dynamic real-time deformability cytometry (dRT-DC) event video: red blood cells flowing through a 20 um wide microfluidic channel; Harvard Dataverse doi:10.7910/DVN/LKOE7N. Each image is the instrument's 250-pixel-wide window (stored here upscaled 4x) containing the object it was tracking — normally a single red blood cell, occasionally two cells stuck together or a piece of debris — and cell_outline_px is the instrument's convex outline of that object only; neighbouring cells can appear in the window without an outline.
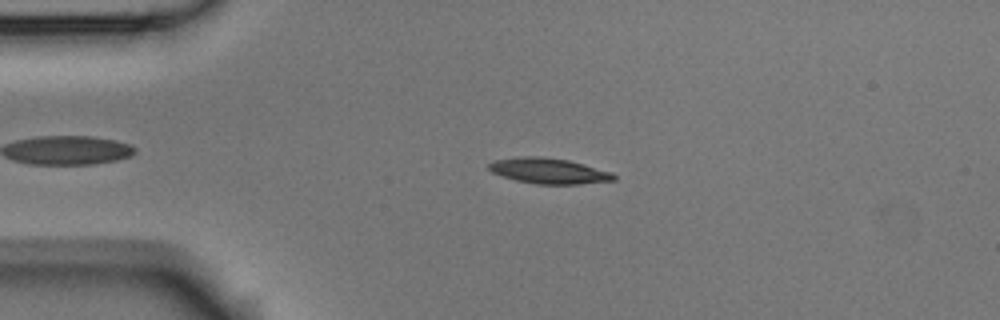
{"species": "Egyptian fruit bat (a non-hibernating species)", "species_latin": "Rousettus aegyptiacus", "temperature_condition": "room temperature", "stored_images_in_passage": 52, "camera_frame_rate_fps": 3000, "um_per_image_px": 0.085, "animal": {"sex": "male"}, "frame": {"image": 1, "passage_image": 11, "time_ms": 3.333, "image_size_px": [1000, 320], "cell_outline_px": [[616, 180], [580, 184], [536, 184], [516, 180], [492, 172], [488, 168], [488, 164], [496, 160], [524, 156], [540, 156], [568, 160], [584, 164], [612, 172], [616, 176]], "centroid_in_image_um": [46.68, 14.53], "position_along_channel_um": 38.3, "area_um2": 18.5}}
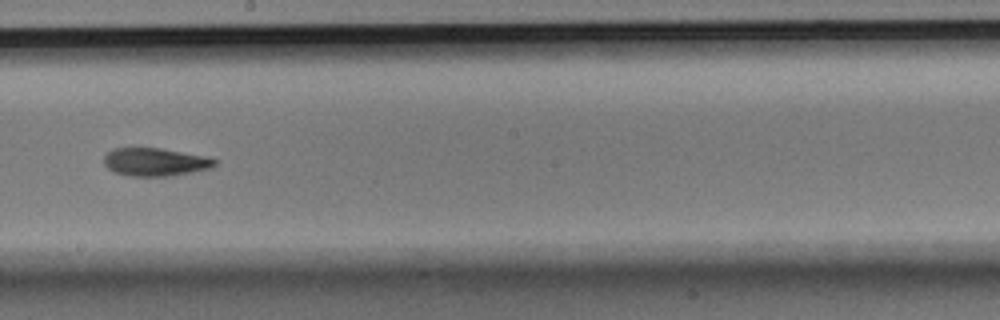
{"frame": {"image": 2, "passage_image": 29, "time_ms": 9.333, "image_size_px": [1000, 320], "cell_outline_px": [[220, 160], [212, 168], [192, 172], [168, 176], [132, 176], [116, 172], [108, 168], [104, 164], [104, 156], [112, 148], [160, 148], [204, 156]], "centroid_in_image_um": [13.21, 13.76], "position_along_channel_um": 235.0, "area_um2": 18.03}}
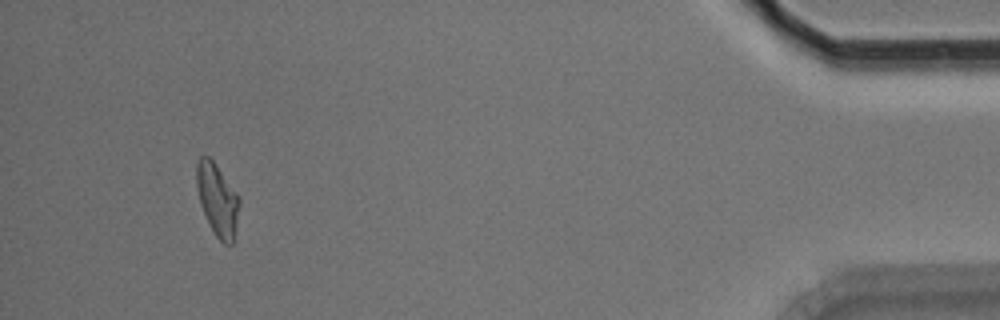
{"frame": {"image": 3, "passage_image": 49, "time_ms": 16.0, "image_size_px": [1000, 320], "cell_outline_px": [[240, 204], [232, 244], [224, 244], [216, 236], [200, 204], [196, 184], [196, 164], [200, 156], [208, 156], [216, 164], [240, 196]], "centroid_in_image_um": [18.48, 16.93], "position_along_channel_um": 416.7, "area_um2": 17.86}, "authors_computed_cell_mechanics": {"area_um2": 18.1492, "velocity_mm_per_s": 3.768, "shape_relaxation_time_tau1_ms": 4.1827, "shape_relaxation_time_tau2_ms": 4.8805, "deformation_change_tau1": 0.1553, "deformation_change_tau2": 0.1279}}